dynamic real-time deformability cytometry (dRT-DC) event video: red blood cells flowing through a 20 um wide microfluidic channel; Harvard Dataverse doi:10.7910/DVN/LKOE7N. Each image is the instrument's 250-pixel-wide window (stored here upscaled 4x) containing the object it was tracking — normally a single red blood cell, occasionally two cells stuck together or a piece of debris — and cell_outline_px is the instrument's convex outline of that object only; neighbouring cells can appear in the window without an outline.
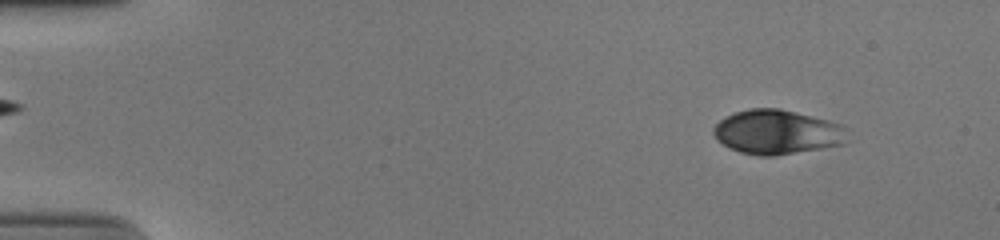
{"species": "human", "species_latin": "Homo sapiens", "temperature_condition": "cold", "stored_images_in_passage": 52, "camera_frame_rate_fps": 3000, "um_per_image_px": 0.085, "donor": {"sex": "male"}, "frame": {"image": 1, "passage_image": 5, "time_ms": 1.333, "image_size_px": [1000, 240], "cell_outline_px": [[848, 140], [844, 144], [772, 156], [760, 156], [740, 152], [728, 148], [716, 140], [712, 132], [712, 128], [720, 120], [736, 112], [748, 108], [780, 108], [844, 124]], "centroid_in_image_um": [66.04, 11.22], "position_along_channel_um": 19.0, "area_um2": 34.8}}
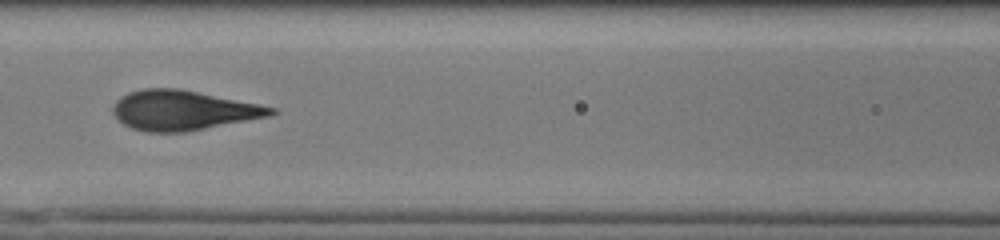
{"frame": {"image": 2, "passage_image": 24, "time_ms": 7.667, "image_size_px": [1000, 240], "cell_outline_px": [[280, 112], [268, 116], [188, 132], [148, 132], [132, 128], [124, 124], [112, 112], [112, 108], [116, 100], [120, 96], [128, 92], [144, 88], [180, 88], [260, 104], [276, 108]], "centroid_in_image_um": [15.56, 9.37], "position_along_channel_um": 151.0, "area_um2": 36.76}}
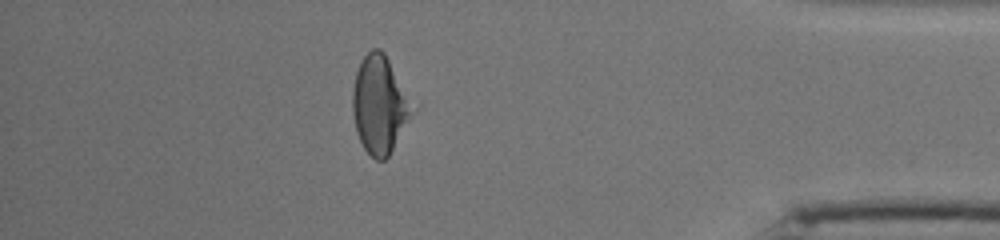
{"frame": {"image": 3, "passage_image": 46, "time_ms": 15.0, "image_size_px": [1000, 240], "cell_outline_px": [[420, 108], [388, 156], [384, 160], [376, 160], [364, 148], [356, 132], [352, 112], [352, 88], [356, 72], [364, 56], [372, 48], [380, 48], [384, 52], [420, 104]], "centroid_in_image_um": [32.39, 8.87], "position_along_channel_um": 402.8, "area_um2": 35.78}, "authors_computed_cell_mechanics": {"area_um2": 35.3158, "velocity_mm_per_s": 3.9186, "shape_relaxation_time_tau1_ms": 4.025, "shape_relaxation_time_tau2_ms": null, "deformation_change_tau1": 0.1469, "deformation_change_tau2": null}}